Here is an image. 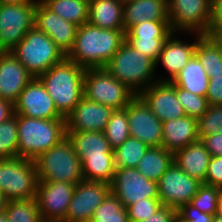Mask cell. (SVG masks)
Instances as JSON below:
<instances>
[{
  "label": "cell",
  "mask_w": 222,
  "mask_h": 222,
  "mask_svg": "<svg viewBox=\"0 0 222 222\" xmlns=\"http://www.w3.org/2000/svg\"><path fill=\"white\" fill-rule=\"evenodd\" d=\"M127 111L130 136L149 147L162 146V122L145 101L136 95L124 108Z\"/></svg>",
  "instance_id": "cell-16"
},
{
  "label": "cell",
  "mask_w": 222,
  "mask_h": 222,
  "mask_svg": "<svg viewBox=\"0 0 222 222\" xmlns=\"http://www.w3.org/2000/svg\"><path fill=\"white\" fill-rule=\"evenodd\" d=\"M7 198L0 192V214L5 212L7 207Z\"/></svg>",
  "instance_id": "cell-49"
},
{
  "label": "cell",
  "mask_w": 222,
  "mask_h": 222,
  "mask_svg": "<svg viewBox=\"0 0 222 222\" xmlns=\"http://www.w3.org/2000/svg\"><path fill=\"white\" fill-rule=\"evenodd\" d=\"M66 136L81 160L83 178L111 184L116 171L114 152L104 132L66 131Z\"/></svg>",
  "instance_id": "cell-2"
},
{
  "label": "cell",
  "mask_w": 222,
  "mask_h": 222,
  "mask_svg": "<svg viewBox=\"0 0 222 222\" xmlns=\"http://www.w3.org/2000/svg\"><path fill=\"white\" fill-rule=\"evenodd\" d=\"M33 76L12 52H0V98L15 103Z\"/></svg>",
  "instance_id": "cell-22"
},
{
  "label": "cell",
  "mask_w": 222,
  "mask_h": 222,
  "mask_svg": "<svg viewBox=\"0 0 222 222\" xmlns=\"http://www.w3.org/2000/svg\"><path fill=\"white\" fill-rule=\"evenodd\" d=\"M204 184L222 189V156L211 157Z\"/></svg>",
  "instance_id": "cell-42"
},
{
  "label": "cell",
  "mask_w": 222,
  "mask_h": 222,
  "mask_svg": "<svg viewBox=\"0 0 222 222\" xmlns=\"http://www.w3.org/2000/svg\"><path fill=\"white\" fill-rule=\"evenodd\" d=\"M172 83L182 89L199 96L206 97L209 85V76L204 67L194 55Z\"/></svg>",
  "instance_id": "cell-27"
},
{
  "label": "cell",
  "mask_w": 222,
  "mask_h": 222,
  "mask_svg": "<svg viewBox=\"0 0 222 222\" xmlns=\"http://www.w3.org/2000/svg\"><path fill=\"white\" fill-rule=\"evenodd\" d=\"M174 222H190V221H186L177 213L175 216Z\"/></svg>",
  "instance_id": "cell-52"
},
{
  "label": "cell",
  "mask_w": 222,
  "mask_h": 222,
  "mask_svg": "<svg viewBox=\"0 0 222 222\" xmlns=\"http://www.w3.org/2000/svg\"><path fill=\"white\" fill-rule=\"evenodd\" d=\"M216 216L222 219V194L218 201Z\"/></svg>",
  "instance_id": "cell-51"
},
{
  "label": "cell",
  "mask_w": 222,
  "mask_h": 222,
  "mask_svg": "<svg viewBox=\"0 0 222 222\" xmlns=\"http://www.w3.org/2000/svg\"><path fill=\"white\" fill-rule=\"evenodd\" d=\"M222 189L202 183L190 204L206 214L216 215Z\"/></svg>",
  "instance_id": "cell-37"
},
{
  "label": "cell",
  "mask_w": 222,
  "mask_h": 222,
  "mask_svg": "<svg viewBox=\"0 0 222 222\" xmlns=\"http://www.w3.org/2000/svg\"><path fill=\"white\" fill-rule=\"evenodd\" d=\"M206 98L208 105H222V75L209 77Z\"/></svg>",
  "instance_id": "cell-45"
},
{
  "label": "cell",
  "mask_w": 222,
  "mask_h": 222,
  "mask_svg": "<svg viewBox=\"0 0 222 222\" xmlns=\"http://www.w3.org/2000/svg\"><path fill=\"white\" fill-rule=\"evenodd\" d=\"M110 189L124 208L146 198H159L158 182L147 179L136 168H116Z\"/></svg>",
  "instance_id": "cell-13"
},
{
  "label": "cell",
  "mask_w": 222,
  "mask_h": 222,
  "mask_svg": "<svg viewBox=\"0 0 222 222\" xmlns=\"http://www.w3.org/2000/svg\"><path fill=\"white\" fill-rule=\"evenodd\" d=\"M123 10L124 4L118 0H89L88 22L104 29L125 30Z\"/></svg>",
  "instance_id": "cell-26"
},
{
  "label": "cell",
  "mask_w": 222,
  "mask_h": 222,
  "mask_svg": "<svg viewBox=\"0 0 222 222\" xmlns=\"http://www.w3.org/2000/svg\"><path fill=\"white\" fill-rule=\"evenodd\" d=\"M90 222H129L127 210L122 202L110 193L97 207Z\"/></svg>",
  "instance_id": "cell-34"
},
{
  "label": "cell",
  "mask_w": 222,
  "mask_h": 222,
  "mask_svg": "<svg viewBox=\"0 0 222 222\" xmlns=\"http://www.w3.org/2000/svg\"><path fill=\"white\" fill-rule=\"evenodd\" d=\"M139 96L161 122L186 115L177 99L176 86L172 82L152 83Z\"/></svg>",
  "instance_id": "cell-19"
},
{
  "label": "cell",
  "mask_w": 222,
  "mask_h": 222,
  "mask_svg": "<svg viewBox=\"0 0 222 222\" xmlns=\"http://www.w3.org/2000/svg\"><path fill=\"white\" fill-rule=\"evenodd\" d=\"M114 109L83 97L66 117V131L104 132Z\"/></svg>",
  "instance_id": "cell-20"
},
{
  "label": "cell",
  "mask_w": 222,
  "mask_h": 222,
  "mask_svg": "<svg viewBox=\"0 0 222 222\" xmlns=\"http://www.w3.org/2000/svg\"><path fill=\"white\" fill-rule=\"evenodd\" d=\"M118 1L124 4L126 2L133 1V0H118Z\"/></svg>",
  "instance_id": "cell-56"
},
{
  "label": "cell",
  "mask_w": 222,
  "mask_h": 222,
  "mask_svg": "<svg viewBox=\"0 0 222 222\" xmlns=\"http://www.w3.org/2000/svg\"><path fill=\"white\" fill-rule=\"evenodd\" d=\"M124 29L144 21H169L168 0H133L124 3Z\"/></svg>",
  "instance_id": "cell-24"
},
{
  "label": "cell",
  "mask_w": 222,
  "mask_h": 222,
  "mask_svg": "<svg viewBox=\"0 0 222 222\" xmlns=\"http://www.w3.org/2000/svg\"><path fill=\"white\" fill-rule=\"evenodd\" d=\"M173 162V152L162 146L149 147L136 169L147 179L158 182Z\"/></svg>",
  "instance_id": "cell-28"
},
{
  "label": "cell",
  "mask_w": 222,
  "mask_h": 222,
  "mask_svg": "<svg viewBox=\"0 0 222 222\" xmlns=\"http://www.w3.org/2000/svg\"><path fill=\"white\" fill-rule=\"evenodd\" d=\"M195 56L209 77L222 75V47L215 38L208 35L197 38Z\"/></svg>",
  "instance_id": "cell-29"
},
{
  "label": "cell",
  "mask_w": 222,
  "mask_h": 222,
  "mask_svg": "<svg viewBox=\"0 0 222 222\" xmlns=\"http://www.w3.org/2000/svg\"><path fill=\"white\" fill-rule=\"evenodd\" d=\"M178 33L172 32L163 45L159 58L156 61V69L160 64L167 70L169 78L156 77L157 82H172L190 59L195 55L197 38L201 34L194 33L196 40L192 43L184 42L176 38ZM176 36V37H175ZM160 62V63H159ZM164 78V79H163Z\"/></svg>",
  "instance_id": "cell-21"
},
{
  "label": "cell",
  "mask_w": 222,
  "mask_h": 222,
  "mask_svg": "<svg viewBox=\"0 0 222 222\" xmlns=\"http://www.w3.org/2000/svg\"><path fill=\"white\" fill-rule=\"evenodd\" d=\"M214 222H222V219L215 215L214 216Z\"/></svg>",
  "instance_id": "cell-54"
},
{
  "label": "cell",
  "mask_w": 222,
  "mask_h": 222,
  "mask_svg": "<svg viewBox=\"0 0 222 222\" xmlns=\"http://www.w3.org/2000/svg\"><path fill=\"white\" fill-rule=\"evenodd\" d=\"M149 146L135 137L129 136L114 152L116 168H136Z\"/></svg>",
  "instance_id": "cell-31"
},
{
  "label": "cell",
  "mask_w": 222,
  "mask_h": 222,
  "mask_svg": "<svg viewBox=\"0 0 222 222\" xmlns=\"http://www.w3.org/2000/svg\"><path fill=\"white\" fill-rule=\"evenodd\" d=\"M14 113L38 119H66L58 111L45 87L37 77L25 86L14 103Z\"/></svg>",
  "instance_id": "cell-17"
},
{
  "label": "cell",
  "mask_w": 222,
  "mask_h": 222,
  "mask_svg": "<svg viewBox=\"0 0 222 222\" xmlns=\"http://www.w3.org/2000/svg\"><path fill=\"white\" fill-rule=\"evenodd\" d=\"M105 137L114 151L130 136L127 111L114 110L104 130Z\"/></svg>",
  "instance_id": "cell-32"
},
{
  "label": "cell",
  "mask_w": 222,
  "mask_h": 222,
  "mask_svg": "<svg viewBox=\"0 0 222 222\" xmlns=\"http://www.w3.org/2000/svg\"><path fill=\"white\" fill-rule=\"evenodd\" d=\"M136 95L157 82L156 63L124 41L104 67Z\"/></svg>",
  "instance_id": "cell-5"
},
{
  "label": "cell",
  "mask_w": 222,
  "mask_h": 222,
  "mask_svg": "<svg viewBox=\"0 0 222 222\" xmlns=\"http://www.w3.org/2000/svg\"><path fill=\"white\" fill-rule=\"evenodd\" d=\"M210 159L211 154L200 140L174 153V163L201 183L205 181Z\"/></svg>",
  "instance_id": "cell-25"
},
{
  "label": "cell",
  "mask_w": 222,
  "mask_h": 222,
  "mask_svg": "<svg viewBox=\"0 0 222 222\" xmlns=\"http://www.w3.org/2000/svg\"><path fill=\"white\" fill-rule=\"evenodd\" d=\"M33 1H36V2H43L44 0H33Z\"/></svg>",
  "instance_id": "cell-57"
},
{
  "label": "cell",
  "mask_w": 222,
  "mask_h": 222,
  "mask_svg": "<svg viewBox=\"0 0 222 222\" xmlns=\"http://www.w3.org/2000/svg\"><path fill=\"white\" fill-rule=\"evenodd\" d=\"M5 213L8 222H43L35 198L8 201Z\"/></svg>",
  "instance_id": "cell-33"
},
{
  "label": "cell",
  "mask_w": 222,
  "mask_h": 222,
  "mask_svg": "<svg viewBox=\"0 0 222 222\" xmlns=\"http://www.w3.org/2000/svg\"><path fill=\"white\" fill-rule=\"evenodd\" d=\"M177 213L186 221L190 222H214V215L201 212L199 209L187 203Z\"/></svg>",
  "instance_id": "cell-44"
},
{
  "label": "cell",
  "mask_w": 222,
  "mask_h": 222,
  "mask_svg": "<svg viewBox=\"0 0 222 222\" xmlns=\"http://www.w3.org/2000/svg\"><path fill=\"white\" fill-rule=\"evenodd\" d=\"M84 97L90 101L124 109L136 94L113 77L105 68H86L83 79Z\"/></svg>",
  "instance_id": "cell-8"
},
{
  "label": "cell",
  "mask_w": 222,
  "mask_h": 222,
  "mask_svg": "<svg viewBox=\"0 0 222 222\" xmlns=\"http://www.w3.org/2000/svg\"><path fill=\"white\" fill-rule=\"evenodd\" d=\"M37 2L0 4V52H10L34 27Z\"/></svg>",
  "instance_id": "cell-11"
},
{
  "label": "cell",
  "mask_w": 222,
  "mask_h": 222,
  "mask_svg": "<svg viewBox=\"0 0 222 222\" xmlns=\"http://www.w3.org/2000/svg\"><path fill=\"white\" fill-rule=\"evenodd\" d=\"M18 157L35 161L66 137V119L17 115Z\"/></svg>",
  "instance_id": "cell-4"
},
{
  "label": "cell",
  "mask_w": 222,
  "mask_h": 222,
  "mask_svg": "<svg viewBox=\"0 0 222 222\" xmlns=\"http://www.w3.org/2000/svg\"><path fill=\"white\" fill-rule=\"evenodd\" d=\"M14 115V104L0 98V124Z\"/></svg>",
  "instance_id": "cell-48"
},
{
  "label": "cell",
  "mask_w": 222,
  "mask_h": 222,
  "mask_svg": "<svg viewBox=\"0 0 222 222\" xmlns=\"http://www.w3.org/2000/svg\"><path fill=\"white\" fill-rule=\"evenodd\" d=\"M11 52L33 77L40 76L66 58L51 38L35 27L25 34Z\"/></svg>",
  "instance_id": "cell-7"
},
{
  "label": "cell",
  "mask_w": 222,
  "mask_h": 222,
  "mask_svg": "<svg viewBox=\"0 0 222 222\" xmlns=\"http://www.w3.org/2000/svg\"><path fill=\"white\" fill-rule=\"evenodd\" d=\"M212 0H168L172 32L207 35L211 23Z\"/></svg>",
  "instance_id": "cell-10"
},
{
  "label": "cell",
  "mask_w": 222,
  "mask_h": 222,
  "mask_svg": "<svg viewBox=\"0 0 222 222\" xmlns=\"http://www.w3.org/2000/svg\"><path fill=\"white\" fill-rule=\"evenodd\" d=\"M219 43H220V45H221V47H222V37H217V38H215Z\"/></svg>",
  "instance_id": "cell-55"
},
{
  "label": "cell",
  "mask_w": 222,
  "mask_h": 222,
  "mask_svg": "<svg viewBox=\"0 0 222 222\" xmlns=\"http://www.w3.org/2000/svg\"><path fill=\"white\" fill-rule=\"evenodd\" d=\"M34 27L47 34L65 55L71 50L78 29L77 25L62 19L42 2H37L34 10Z\"/></svg>",
  "instance_id": "cell-18"
},
{
  "label": "cell",
  "mask_w": 222,
  "mask_h": 222,
  "mask_svg": "<svg viewBox=\"0 0 222 222\" xmlns=\"http://www.w3.org/2000/svg\"><path fill=\"white\" fill-rule=\"evenodd\" d=\"M85 68L66 58L37 78L51 96L57 111L66 118L84 97Z\"/></svg>",
  "instance_id": "cell-3"
},
{
  "label": "cell",
  "mask_w": 222,
  "mask_h": 222,
  "mask_svg": "<svg viewBox=\"0 0 222 222\" xmlns=\"http://www.w3.org/2000/svg\"><path fill=\"white\" fill-rule=\"evenodd\" d=\"M110 193V184L83 179L74 188L64 222H90L97 207Z\"/></svg>",
  "instance_id": "cell-15"
},
{
  "label": "cell",
  "mask_w": 222,
  "mask_h": 222,
  "mask_svg": "<svg viewBox=\"0 0 222 222\" xmlns=\"http://www.w3.org/2000/svg\"><path fill=\"white\" fill-rule=\"evenodd\" d=\"M172 33L169 21H144L129 26L125 30V38H168Z\"/></svg>",
  "instance_id": "cell-35"
},
{
  "label": "cell",
  "mask_w": 222,
  "mask_h": 222,
  "mask_svg": "<svg viewBox=\"0 0 222 222\" xmlns=\"http://www.w3.org/2000/svg\"><path fill=\"white\" fill-rule=\"evenodd\" d=\"M159 198H146L126 207L129 222H141L156 213L162 207Z\"/></svg>",
  "instance_id": "cell-40"
},
{
  "label": "cell",
  "mask_w": 222,
  "mask_h": 222,
  "mask_svg": "<svg viewBox=\"0 0 222 222\" xmlns=\"http://www.w3.org/2000/svg\"><path fill=\"white\" fill-rule=\"evenodd\" d=\"M31 1L32 0H0V4H17Z\"/></svg>",
  "instance_id": "cell-50"
},
{
  "label": "cell",
  "mask_w": 222,
  "mask_h": 222,
  "mask_svg": "<svg viewBox=\"0 0 222 222\" xmlns=\"http://www.w3.org/2000/svg\"><path fill=\"white\" fill-rule=\"evenodd\" d=\"M201 184L173 162L158 181L159 200L162 205L178 211L190 203Z\"/></svg>",
  "instance_id": "cell-14"
},
{
  "label": "cell",
  "mask_w": 222,
  "mask_h": 222,
  "mask_svg": "<svg viewBox=\"0 0 222 222\" xmlns=\"http://www.w3.org/2000/svg\"><path fill=\"white\" fill-rule=\"evenodd\" d=\"M125 41V30L104 29L84 23L77 29L66 59L83 68H104Z\"/></svg>",
  "instance_id": "cell-1"
},
{
  "label": "cell",
  "mask_w": 222,
  "mask_h": 222,
  "mask_svg": "<svg viewBox=\"0 0 222 222\" xmlns=\"http://www.w3.org/2000/svg\"><path fill=\"white\" fill-rule=\"evenodd\" d=\"M197 133L200 140L210 134H222V105H209L197 118Z\"/></svg>",
  "instance_id": "cell-38"
},
{
  "label": "cell",
  "mask_w": 222,
  "mask_h": 222,
  "mask_svg": "<svg viewBox=\"0 0 222 222\" xmlns=\"http://www.w3.org/2000/svg\"><path fill=\"white\" fill-rule=\"evenodd\" d=\"M0 222H8L7 214L5 212L0 214Z\"/></svg>",
  "instance_id": "cell-53"
},
{
  "label": "cell",
  "mask_w": 222,
  "mask_h": 222,
  "mask_svg": "<svg viewBox=\"0 0 222 222\" xmlns=\"http://www.w3.org/2000/svg\"><path fill=\"white\" fill-rule=\"evenodd\" d=\"M37 183L34 161L22 157L0 159V192L8 201L35 198Z\"/></svg>",
  "instance_id": "cell-9"
},
{
  "label": "cell",
  "mask_w": 222,
  "mask_h": 222,
  "mask_svg": "<svg viewBox=\"0 0 222 222\" xmlns=\"http://www.w3.org/2000/svg\"><path fill=\"white\" fill-rule=\"evenodd\" d=\"M75 184L38 181L35 200L43 222H64Z\"/></svg>",
  "instance_id": "cell-12"
},
{
  "label": "cell",
  "mask_w": 222,
  "mask_h": 222,
  "mask_svg": "<svg viewBox=\"0 0 222 222\" xmlns=\"http://www.w3.org/2000/svg\"><path fill=\"white\" fill-rule=\"evenodd\" d=\"M38 181L78 184L83 178L82 163L67 136L35 161Z\"/></svg>",
  "instance_id": "cell-6"
},
{
  "label": "cell",
  "mask_w": 222,
  "mask_h": 222,
  "mask_svg": "<svg viewBox=\"0 0 222 222\" xmlns=\"http://www.w3.org/2000/svg\"><path fill=\"white\" fill-rule=\"evenodd\" d=\"M162 147L175 153L191 143L199 141L197 119L190 116L162 122Z\"/></svg>",
  "instance_id": "cell-23"
},
{
  "label": "cell",
  "mask_w": 222,
  "mask_h": 222,
  "mask_svg": "<svg viewBox=\"0 0 222 222\" xmlns=\"http://www.w3.org/2000/svg\"><path fill=\"white\" fill-rule=\"evenodd\" d=\"M207 151L213 156H222V134H210L200 140Z\"/></svg>",
  "instance_id": "cell-46"
},
{
  "label": "cell",
  "mask_w": 222,
  "mask_h": 222,
  "mask_svg": "<svg viewBox=\"0 0 222 222\" xmlns=\"http://www.w3.org/2000/svg\"><path fill=\"white\" fill-rule=\"evenodd\" d=\"M166 39L167 38H125V41L134 49L139 50L144 56L151 58L156 63Z\"/></svg>",
  "instance_id": "cell-41"
},
{
  "label": "cell",
  "mask_w": 222,
  "mask_h": 222,
  "mask_svg": "<svg viewBox=\"0 0 222 222\" xmlns=\"http://www.w3.org/2000/svg\"><path fill=\"white\" fill-rule=\"evenodd\" d=\"M177 210L168 206H162L153 215L141 222H174Z\"/></svg>",
  "instance_id": "cell-47"
},
{
  "label": "cell",
  "mask_w": 222,
  "mask_h": 222,
  "mask_svg": "<svg viewBox=\"0 0 222 222\" xmlns=\"http://www.w3.org/2000/svg\"><path fill=\"white\" fill-rule=\"evenodd\" d=\"M18 157L17 115L0 124V159Z\"/></svg>",
  "instance_id": "cell-36"
},
{
  "label": "cell",
  "mask_w": 222,
  "mask_h": 222,
  "mask_svg": "<svg viewBox=\"0 0 222 222\" xmlns=\"http://www.w3.org/2000/svg\"><path fill=\"white\" fill-rule=\"evenodd\" d=\"M42 3L78 27L88 22L89 0H44Z\"/></svg>",
  "instance_id": "cell-30"
},
{
  "label": "cell",
  "mask_w": 222,
  "mask_h": 222,
  "mask_svg": "<svg viewBox=\"0 0 222 222\" xmlns=\"http://www.w3.org/2000/svg\"><path fill=\"white\" fill-rule=\"evenodd\" d=\"M177 99L184 108L185 114L199 118L208 108L207 98L176 86Z\"/></svg>",
  "instance_id": "cell-39"
},
{
  "label": "cell",
  "mask_w": 222,
  "mask_h": 222,
  "mask_svg": "<svg viewBox=\"0 0 222 222\" xmlns=\"http://www.w3.org/2000/svg\"><path fill=\"white\" fill-rule=\"evenodd\" d=\"M207 35L212 38L222 37V0H212L211 23Z\"/></svg>",
  "instance_id": "cell-43"
}]
</instances>
